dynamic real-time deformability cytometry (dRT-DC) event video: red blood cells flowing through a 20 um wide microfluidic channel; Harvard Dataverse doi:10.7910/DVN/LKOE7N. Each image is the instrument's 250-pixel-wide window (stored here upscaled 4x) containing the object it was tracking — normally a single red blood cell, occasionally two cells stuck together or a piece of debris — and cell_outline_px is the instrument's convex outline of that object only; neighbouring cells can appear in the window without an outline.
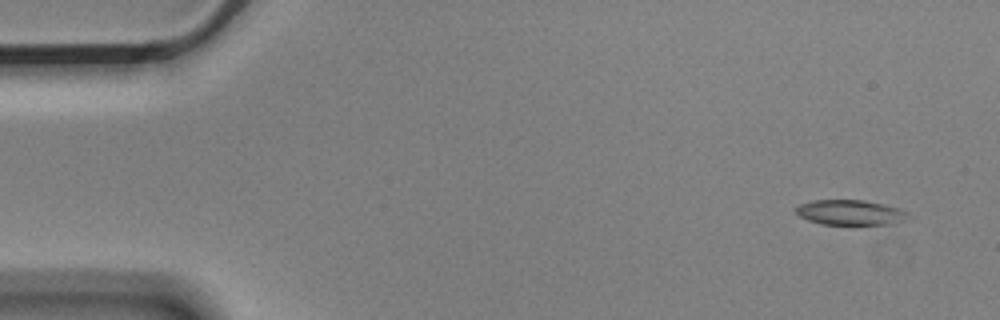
{"species": "Egyptian fruit bat (a non-hibernating species)", "species_latin": "Rousettus aegyptiacus", "temperature_condition": "cold", "stored_images_in_passage": 5, "camera_frame_rate_fps": 3000, "um_per_image_px": 0.085, "animal": {"sex": "male"}, "frame": {"image": 1, "passage_image": 1, "time_ms": 0.0, "image_size_px": [1000, 320], "cell_outline_px": [[912, 216], [904, 220], [892, 224], [852, 228], [820, 224], [808, 220], [800, 216], [792, 208], [800, 204], [816, 200], [864, 200], [884, 204], [900, 208], [908, 212]], "centroid_in_image_um": [72.32, 18.12], "position_along_channel_um": 12.7, "area_um2": 17.57}}
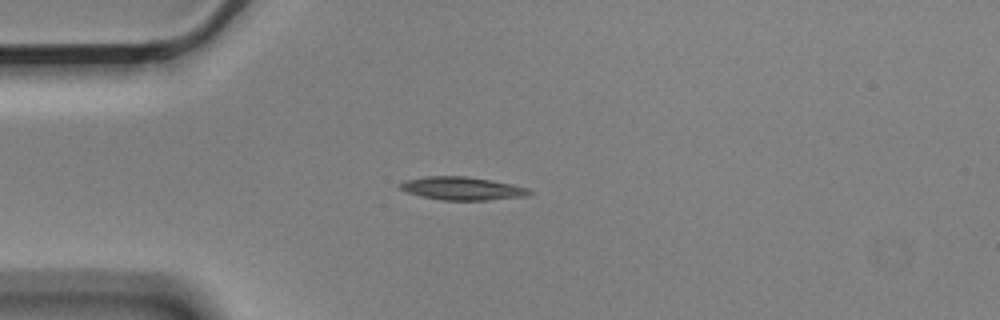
{"frame": {"image": 2, "passage_image": 4, "time_ms": 1.0, "image_size_px": [1000, 320], "cell_outline_px": [[532, 192], [528, 196], [488, 200], [440, 200], [420, 196], [408, 192], [400, 188], [396, 184], [404, 180], [424, 176], [468, 176], [492, 180], [512, 184], [528, 188]], "centroid_in_image_um": [39.26, 16.01], "position_along_channel_um": 45.7, "area_um2": 17.63}}
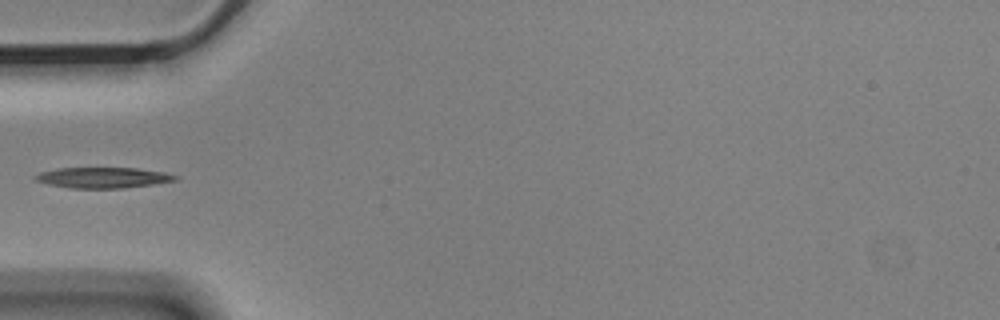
{"frame": {"image": 3, "passage_image": 5, "time_ms": 1.333, "image_size_px": [1000, 320], "cell_outline_px": [[180, 176], [176, 180], [152, 184], [124, 188], [72, 188], [48, 184], [36, 180], [32, 176], [40, 172], [56, 168], [136, 168], [164, 172]], "centroid_in_image_um": [8.74, 15.09], "position_along_channel_um": 76.3, "area_um2": 16.82}}